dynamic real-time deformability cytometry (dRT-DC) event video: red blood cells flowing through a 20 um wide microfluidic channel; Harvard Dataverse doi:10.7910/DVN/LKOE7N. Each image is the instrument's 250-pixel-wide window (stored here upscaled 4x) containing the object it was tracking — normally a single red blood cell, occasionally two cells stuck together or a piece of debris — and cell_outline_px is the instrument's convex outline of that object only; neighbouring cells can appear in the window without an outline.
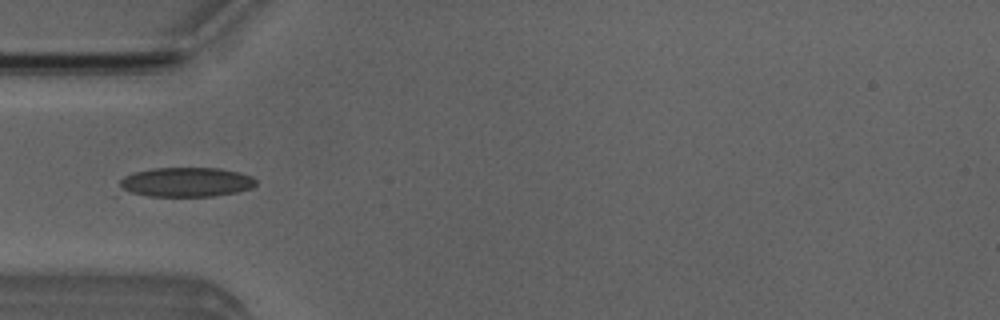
{"species": "Egyptian fruit bat (a non-hibernating species)", "species_latin": "Rousettus aegyptiacus", "temperature_condition": "room temperature", "stored_images_in_passage": 26, "camera_frame_rate_fps": 3000, "um_per_image_px": 0.085, "animal": {"sex": "male"}, "frame": {"image": 1, "passage_image": 3, "time_ms": 0.667, "image_size_px": [1000, 320], "cell_outline_px": [[256, 184], [252, 188], [236, 192], [212, 196], [112, 196], [120, 180], [124, 176], [136, 172], [152, 168], [220, 168], [240, 172], [252, 176], [256, 180]], "centroid_in_image_um": [15.61, 15.51], "position_along_channel_um": 69.4, "area_um2": 24.51}}
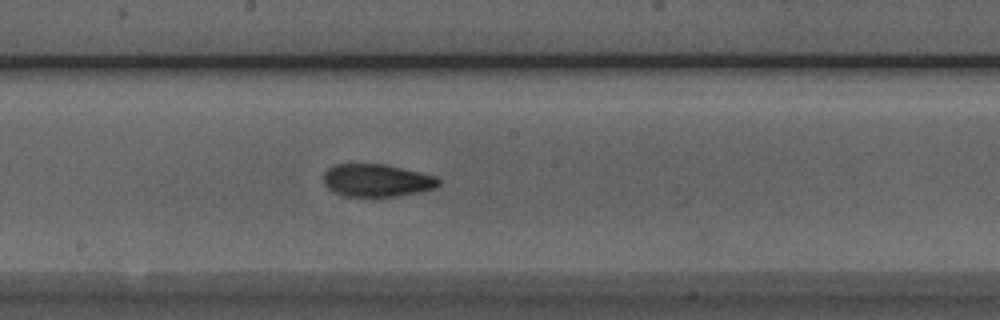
{"frame": {"image": 2, "passage_image": 14, "time_ms": 4.333, "image_size_px": [1000, 320], "cell_outline_px": [[440, 184], [436, 188], [420, 192], [396, 196], [340, 196], [328, 188], [324, 184], [324, 172], [328, 168], [336, 164], [384, 164], [420, 172], [436, 176], [440, 180]], "centroid_in_image_um": [32.03, 15.34], "position_along_channel_um": 216.2, "area_um2": 21.96}}
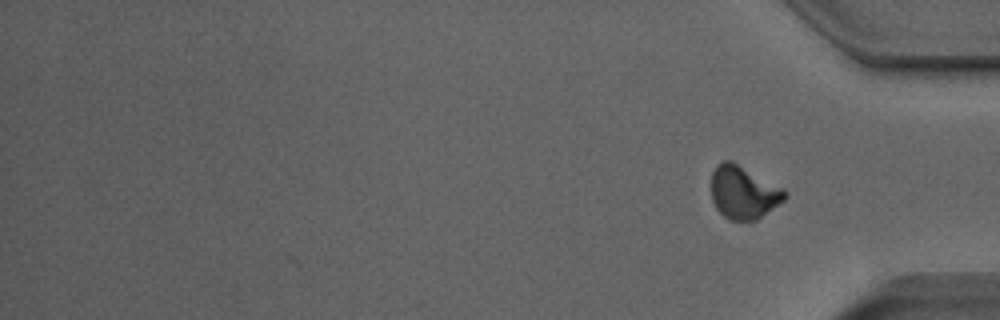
{"frame": {"image": 3, "passage_image": 26, "time_ms": 8.333, "image_size_px": [1000, 320], "cell_outline_px": [[788, 196], [784, 200], [756, 220], [728, 220], [716, 208], [712, 200], [712, 172], [716, 164], [724, 160], [732, 160], [784, 188], [788, 192]], "centroid_in_image_um": [63.2, 16.33], "position_along_channel_um": 372.0, "area_um2": 22.83}, "authors_computed_cell_mechanics": {"area_um2": 22.1952, "velocity_mm_per_s": 3.9899, "shape_relaxation_time_tau1_ms": 7.4131, "shape_relaxation_time_tau2_ms": 2.0267, "deformation_change_tau1": 0.1951, "deformation_change_tau2": 0.0752}}